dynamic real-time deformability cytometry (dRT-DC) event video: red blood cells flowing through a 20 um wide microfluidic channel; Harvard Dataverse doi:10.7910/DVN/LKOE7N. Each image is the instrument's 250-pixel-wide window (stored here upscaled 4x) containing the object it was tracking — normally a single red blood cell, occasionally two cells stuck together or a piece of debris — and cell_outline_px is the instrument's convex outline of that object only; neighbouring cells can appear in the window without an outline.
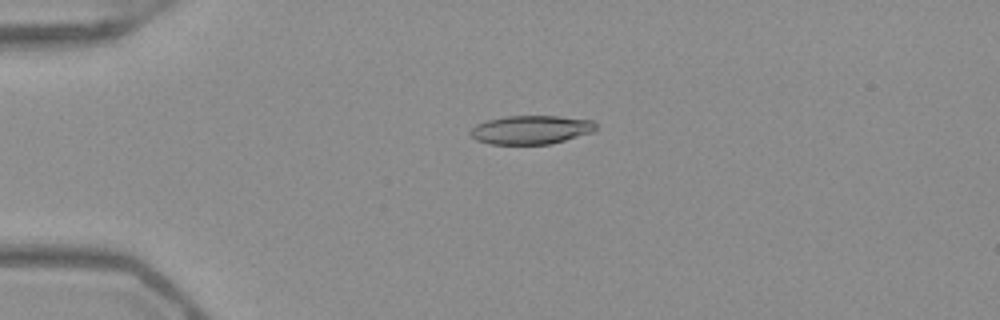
{"species": "Egyptian fruit bat (a non-hibernating species)", "species_latin": "Rousettus aegyptiacus", "temperature_condition": "warm", "stored_images_in_passage": 40, "camera_frame_rate_fps": 3000, "um_per_image_px": 0.085, "frame": {"image": 1, "passage_image": 1, "time_ms": 0.0, "image_size_px": [1000, 320], "cell_outline_px": [[596, 128], [592, 132], [552, 144], [488, 144], [476, 140], [468, 132], [476, 124], [488, 120], [508, 116], [556, 116], [592, 120], [596, 124]], "centroid_in_image_um": [45.12, 11.04], "position_along_channel_um": 39.9, "area_um2": 20.92}}
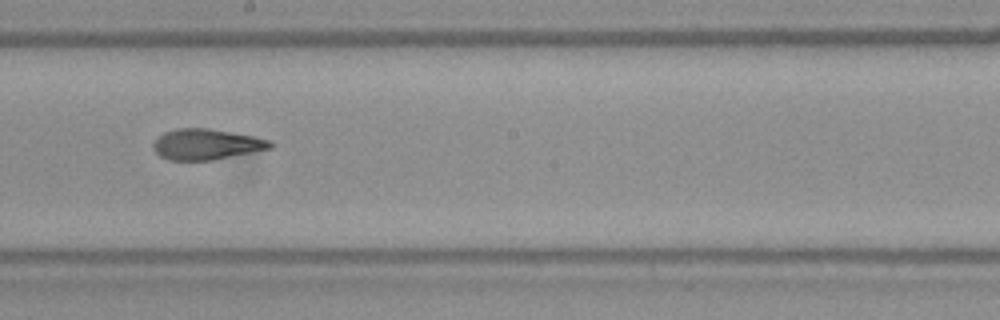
{"frame": {"image": 2, "passage_image": 18, "time_ms": 5.667, "image_size_px": [1000, 320], "cell_outline_px": [[276, 144], [272, 148], [212, 160], [168, 160], [160, 156], [152, 148], [152, 144], [164, 132], [176, 128], [208, 128], [252, 136], [272, 140]], "centroid_in_image_um": [17.55, 12.26], "position_along_channel_um": 230.6, "area_um2": 20.92}}
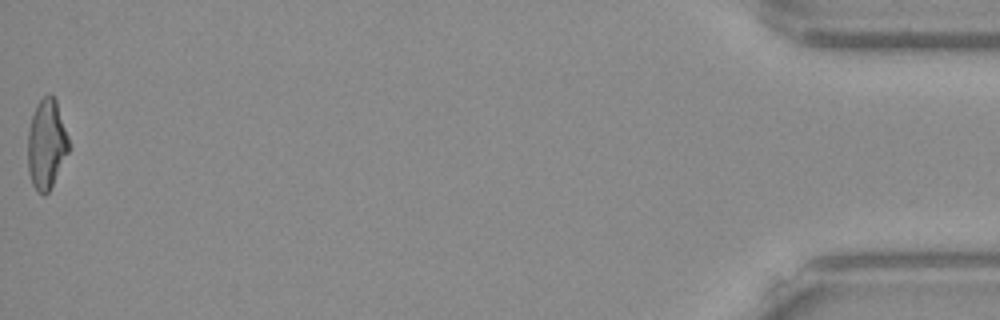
{"frame": {"image": 3, "passage_image": 40, "time_ms": 13.0, "image_size_px": [1000, 320], "cell_outline_px": [[68, 152], [48, 192], [44, 196], [36, 192], [32, 184], [28, 172], [28, 132], [32, 116], [40, 100], [48, 92], [52, 92], [56, 100], [68, 136]], "centroid_in_image_um": [3.94, 12.25], "position_along_channel_um": 431.3, "area_um2": 21.21}, "authors_computed_cell_mechanics": {"area_um2": 21.4438, "velocity_mm_per_s": 3.9921, "shape_relaxation_time_tau1_ms": 7.3295, "shape_relaxation_time_tau2_ms": 1.5798, "deformation_change_tau1": 0.2329, "deformation_change_tau2": 0.1042}}